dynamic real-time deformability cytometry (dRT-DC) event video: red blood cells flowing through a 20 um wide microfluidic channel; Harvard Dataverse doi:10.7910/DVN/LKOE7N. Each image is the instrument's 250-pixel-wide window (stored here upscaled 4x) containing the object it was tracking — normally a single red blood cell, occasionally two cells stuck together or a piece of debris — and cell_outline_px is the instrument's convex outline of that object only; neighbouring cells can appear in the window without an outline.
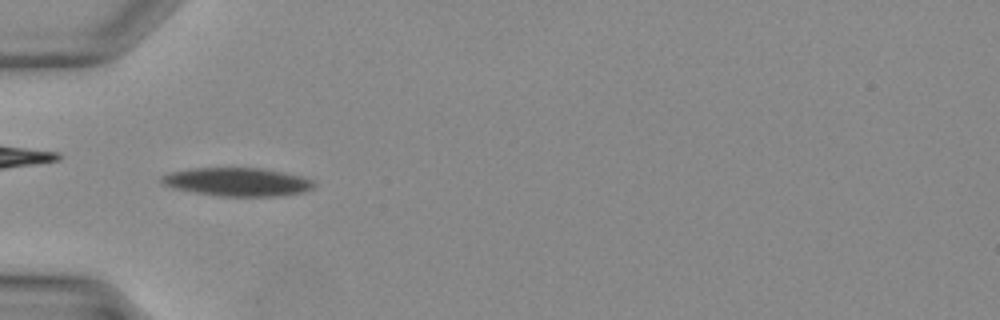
{"species": "Egyptian fruit bat (a non-hibernating species)", "species_latin": "Rousettus aegyptiacus", "temperature_condition": "warm", "stored_images_in_passage": 38, "camera_frame_rate_fps": 3000, "um_per_image_px": 0.085, "animal": {"sex": "female"}, "frame": {"image": 1, "passage_image": 12, "time_ms": 3.667, "image_size_px": [1000, 320], "cell_outline_px": [[316, 184], [312, 188], [304, 192], [280, 196], [220, 196], [172, 188], [164, 184], [160, 180], [160, 176], [168, 172], [192, 168], [260, 168], [284, 172], [300, 176], [312, 180]], "centroid_in_image_um": [20.16, 15.46], "position_along_channel_um": 64.8, "area_um2": 25.2}}
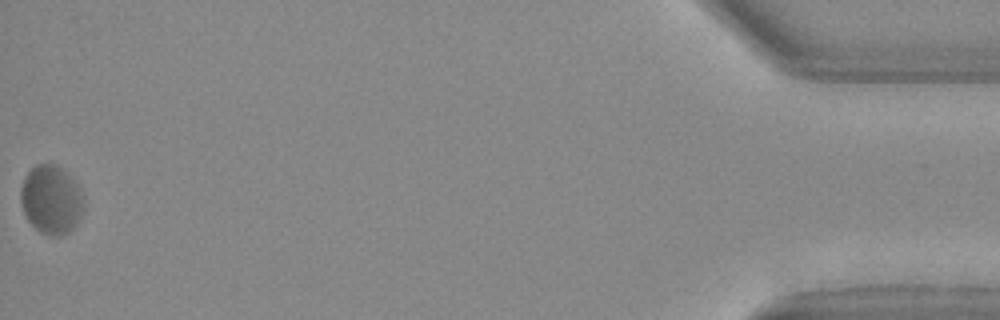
{"frame": {"image": 2, "passage_image": 38, "time_ms": 12.333, "image_size_px": [1000, 320], "cell_outline_px": [[84, 208], [72, 228], [68, 232], [60, 236], [52, 236], [40, 232], [28, 220], [24, 212], [20, 200], [20, 192], [24, 176], [36, 164], [56, 164], [80, 188], [84, 196]], "centroid_in_image_um": [4.34, 16.97], "position_along_channel_um": 430.9, "area_um2": 24.97}}